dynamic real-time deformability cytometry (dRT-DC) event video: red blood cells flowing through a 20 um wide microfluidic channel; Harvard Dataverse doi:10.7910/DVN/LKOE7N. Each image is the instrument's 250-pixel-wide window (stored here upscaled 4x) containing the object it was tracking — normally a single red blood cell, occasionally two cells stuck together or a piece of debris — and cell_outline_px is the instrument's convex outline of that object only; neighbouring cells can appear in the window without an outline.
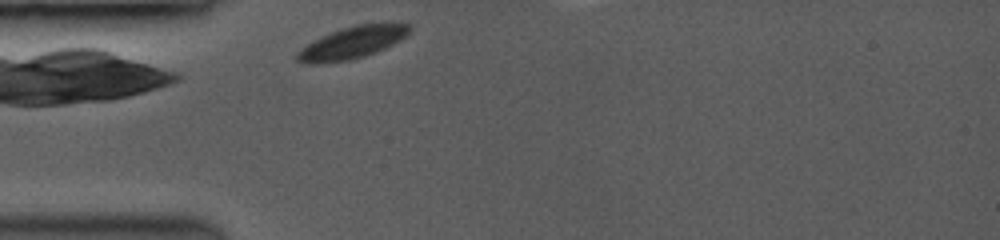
{"species": "common noctule bat (a hibernating species)", "species_latin": "Nyctalus noctula", "temperature_condition": "room temperature", "stored_images_in_passage": 12, "camera_frame_rate_fps": 3500, "um_per_image_px": 0.085, "animal": {"sex": "female", "body_mass_g": 19.0, "forearm_length_mm": 53.3}, "frame": {"image": 1, "passage_image": 1, "time_ms": 0.0, "image_size_px": [1000, 240], "cell_outline_px": [[412, 32], [400, 40], [384, 48], [364, 56], [348, 60], [312, 64], [304, 64], [296, 60], [296, 52], [300, 48], [312, 40], [320, 36], [356, 24], [384, 20], [392, 20], [412, 24]], "centroid_in_image_um": [30.02, 3.56], "position_along_channel_um": 55.0, "area_um2": 21.79}}
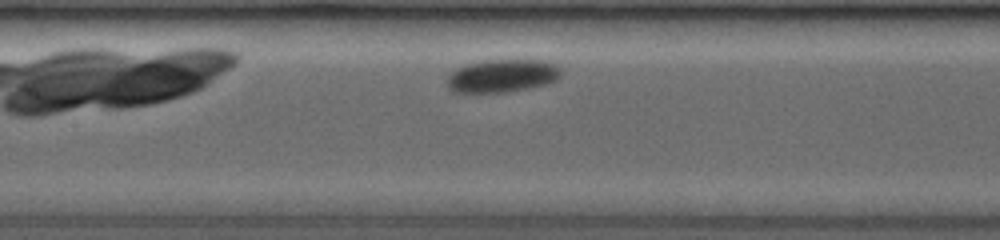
{"frame": {"image": 2, "passage_image": 10, "time_ms": 3.143, "image_size_px": [1000, 240], "cell_outline_px": [[560, 76], [556, 80], [544, 84], [528, 88], [504, 92], [456, 92], [448, 88], [448, 76], [456, 68], [464, 64], [480, 60], [544, 60], [556, 64], [560, 68]], "centroid_in_image_um": [42.68, 6.42], "position_along_channel_um": 164.7, "area_um2": 21.85}}